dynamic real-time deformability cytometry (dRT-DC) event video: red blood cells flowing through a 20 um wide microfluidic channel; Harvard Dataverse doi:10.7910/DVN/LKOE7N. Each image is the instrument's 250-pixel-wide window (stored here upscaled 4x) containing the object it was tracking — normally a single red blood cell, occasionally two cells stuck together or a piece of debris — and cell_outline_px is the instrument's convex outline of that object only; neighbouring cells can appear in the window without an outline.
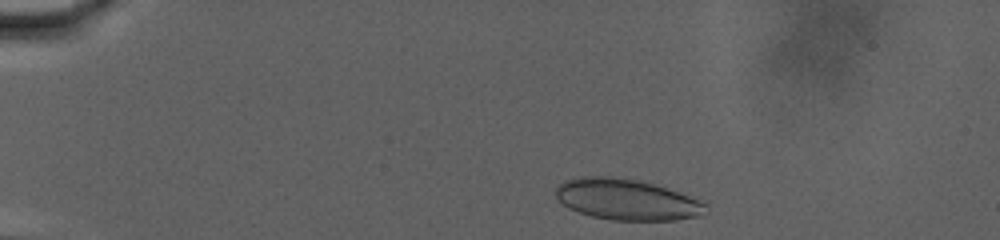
{"species": "human", "species_latin": "Homo sapiens", "temperature_condition": "warm", "stored_images_in_passage": 62, "camera_frame_rate_fps": 3000, "um_per_image_px": 0.085, "donor": {"sex": "male"}, "frame": {"image": 1, "passage_image": 3, "time_ms": 0.667, "image_size_px": [1000, 240], "cell_outline_px": [[708, 204], [704, 216], [676, 220], [612, 220], [592, 216], [568, 208], [556, 196], [556, 188], [564, 180], [580, 176], [608, 176], [640, 180], [708, 200]], "centroid_in_image_um": [53.38, 16.96], "position_along_channel_um": 31.6, "area_um2": 36.36}}
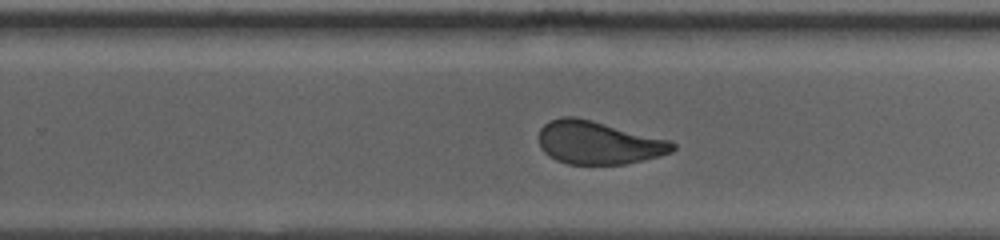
{"frame": {"image": 2, "passage_image": 38, "time_ms": 12.333, "image_size_px": [1000, 240], "cell_outline_px": [[676, 148], [672, 152], [660, 156], [624, 164], [568, 164], [556, 160], [548, 156], [540, 148], [540, 128], [544, 124], [552, 120], [564, 116], [576, 116], [672, 140], [676, 144]], "centroid_in_image_um": [50.89, 12.12], "position_along_channel_um": 278.9, "area_um2": 33.76}}
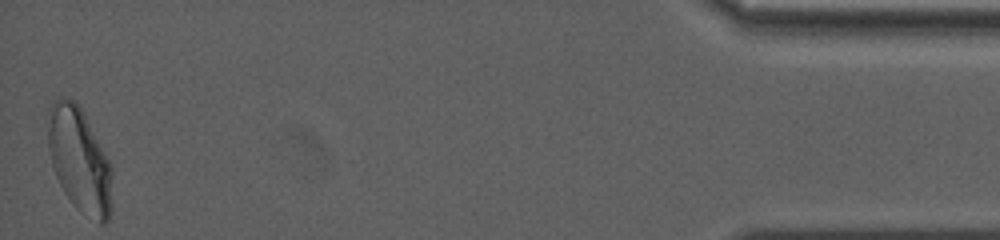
{"frame": {"image": 3, "passage_image": 62, "time_ms": 20.333, "image_size_px": [1000, 240], "cell_outline_px": [[112, 212], [108, 220], [104, 224], [100, 224], [80, 212], [72, 204], [64, 192], [56, 176], [52, 164], [48, 148], [48, 128], [52, 104], [60, 96], [72, 100], [80, 108], [112, 164]], "centroid_in_image_um": [6.8, 13.7], "position_along_channel_um": 428.4, "area_um2": 39.07}, "authors_computed_cell_mechanics": {"area_um2": 35.6626, "velocity_mm_per_s": 2.8481, "shape_relaxation_time_tau1_ms": null, "shape_relaxation_time_tau2_ms": 1.0922, "deformation_change_tau1": null, "deformation_change_tau2": 0.0647}}